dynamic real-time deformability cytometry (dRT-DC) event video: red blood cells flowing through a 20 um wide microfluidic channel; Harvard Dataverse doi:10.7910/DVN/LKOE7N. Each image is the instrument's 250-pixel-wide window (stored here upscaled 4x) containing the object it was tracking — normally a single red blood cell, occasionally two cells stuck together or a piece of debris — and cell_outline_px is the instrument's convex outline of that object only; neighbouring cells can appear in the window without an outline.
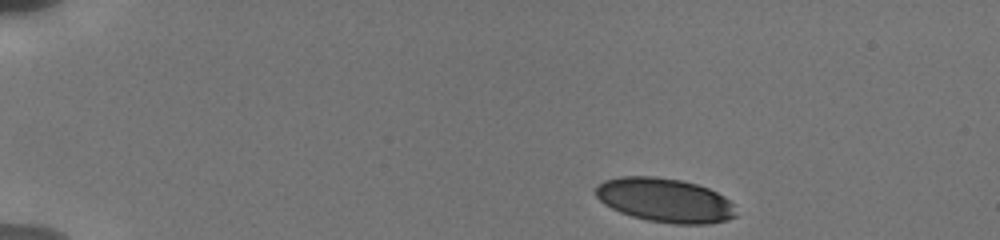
{"species": "human", "species_latin": "Homo sapiens", "temperature_condition": "cold", "stored_images_in_passage": 32, "camera_frame_rate_fps": 3000, "um_per_image_px": 0.085, "donor": {"sex": "male"}, "frame": {"image": 1, "passage_image": 1, "time_ms": 0.0, "image_size_px": [1000, 240], "cell_outline_px": [[736, 216], [728, 220], [708, 224], [672, 224], [648, 220], [632, 216], [620, 212], [604, 204], [596, 196], [596, 188], [604, 180], [620, 176], [652, 176], [680, 180], [696, 184], [708, 188], [724, 196], [732, 204]], "centroid_in_image_um": [56.51, 17.02], "position_along_channel_um": 28.5, "area_um2": 35.89}}
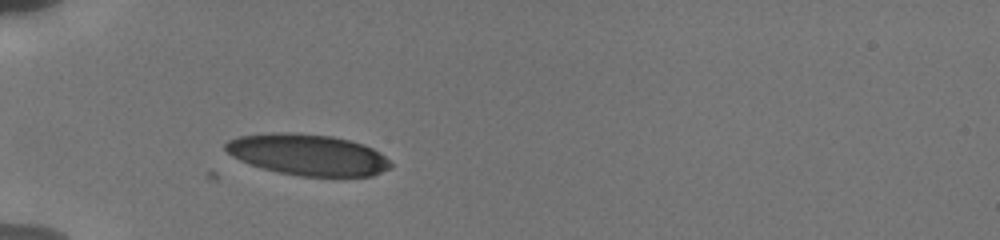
{"frame": {"image": 2, "passage_image": 17, "time_ms": 3.0, "image_size_px": [1000, 240], "cell_outline_px": [[392, 168], [372, 176], [300, 176], [280, 172], [264, 168], [240, 160], [232, 156], [224, 148], [224, 144], [228, 140], [240, 136], [272, 132], [288, 132], [332, 136], [364, 144], [380, 152], [392, 164]], "centroid_in_image_um": [26.18, 13.14], "position_along_channel_um": 58.8, "area_um2": 39.48}}
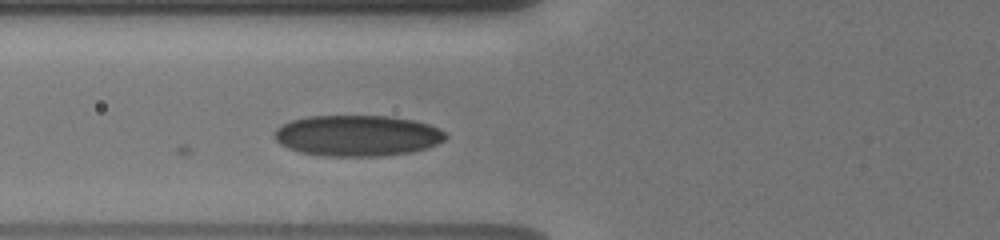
{"frame": {"image": 3, "passage_image": 25, "time_ms": 4.333, "image_size_px": [1000, 240], "cell_outline_px": [[448, 136], [444, 140], [428, 148], [412, 152], [380, 156], [324, 156], [300, 152], [288, 148], [280, 144], [272, 136], [272, 132], [280, 124], [292, 120], [308, 116], [392, 116], [416, 120], [440, 128]], "centroid_in_image_um": [30.36, 11.52], "position_along_channel_um": 95.4, "area_um2": 41.33}}